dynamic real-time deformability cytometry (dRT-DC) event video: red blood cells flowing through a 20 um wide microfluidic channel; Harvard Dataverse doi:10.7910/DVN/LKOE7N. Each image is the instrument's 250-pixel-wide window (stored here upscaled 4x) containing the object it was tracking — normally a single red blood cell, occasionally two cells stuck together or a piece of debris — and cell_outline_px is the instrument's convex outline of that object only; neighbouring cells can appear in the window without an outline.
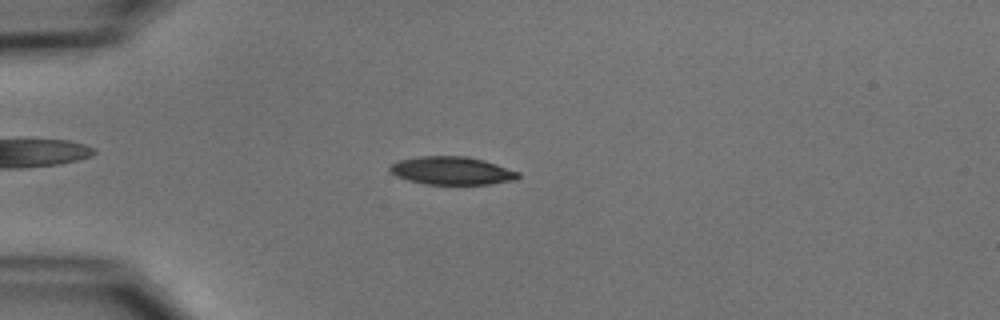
{"species": "common noctule bat (a hibernating species)", "species_latin": "Nyctalus noctula", "temperature_condition": "cold", "stored_images_in_passage": 4, "camera_frame_rate_fps": 3000, "um_per_image_px": 0.085, "animal": {"sex": "male", "body_mass_g": 15.6}, "frame": {"image": 1, "passage_image": 2, "time_ms": 1.333, "image_size_px": [1000, 320], "cell_outline_px": [[520, 176], [516, 180], [492, 184], [424, 184], [408, 180], [396, 176], [388, 168], [396, 160], [420, 156], [468, 156], [484, 160], [520, 172]], "centroid_in_image_um": [38.42, 14.5], "position_along_channel_um": 46.6, "area_um2": 21.1}}